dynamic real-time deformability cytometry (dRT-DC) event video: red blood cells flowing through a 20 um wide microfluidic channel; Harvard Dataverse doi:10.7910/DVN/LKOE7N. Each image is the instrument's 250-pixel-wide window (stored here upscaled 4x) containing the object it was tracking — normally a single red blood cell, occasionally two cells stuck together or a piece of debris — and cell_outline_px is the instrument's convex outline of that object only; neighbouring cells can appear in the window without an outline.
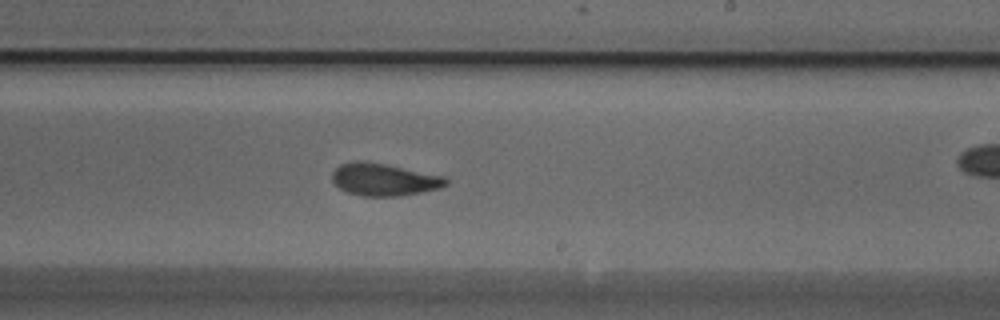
{"species": "Egyptian fruit bat (a non-hibernating species)", "species_latin": "Rousettus aegyptiacus", "temperature_condition": "cold", "stored_images_in_passage": 43, "camera_frame_rate_fps": 3000, "um_per_image_px": 0.085, "animal": {"sex": "male"}, "frame": {"image": 1, "passage_image": 25, "time_ms": 8.0, "image_size_px": [1000, 320], "cell_outline_px": [[448, 184], [440, 188], [400, 196], [360, 196], [348, 192], [340, 188], [332, 180], [332, 172], [340, 164], [356, 160], [384, 164], [444, 176], [448, 180]], "centroid_in_image_um": [32.63, 15.27], "position_along_channel_um": 256.4, "area_um2": 21.27}}
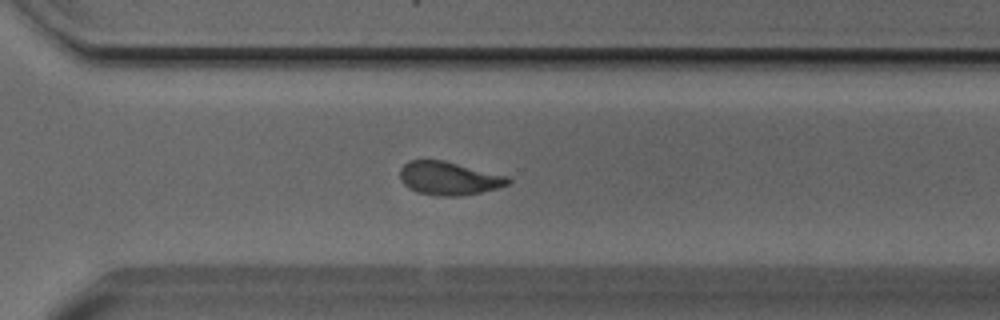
{"frame": {"image": 2, "passage_image": 31, "time_ms": 10.0, "image_size_px": [1000, 320], "cell_outline_px": [[512, 180], [508, 184], [496, 188], [480, 192], [460, 196], [436, 196], [416, 192], [408, 188], [400, 180], [400, 168], [408, 160], [444, 160], [508, 176]], "centroid_in_image_um": [38.12, 15.15], "position_along_channel_um": 332.5, "area_um2": 21.1}, "authors_computed_cell_mechanics": {"area_um2": 21.4438, "velocity_mm_per_s": 3.8028, "shape_relaxation_time_tau1_ms": 6.852, "shape_relaxation_time_tau2_ms": 2.7707, "deformation_change_tau1": 0.1847, "deformation_change_tau2": 0.0895}}